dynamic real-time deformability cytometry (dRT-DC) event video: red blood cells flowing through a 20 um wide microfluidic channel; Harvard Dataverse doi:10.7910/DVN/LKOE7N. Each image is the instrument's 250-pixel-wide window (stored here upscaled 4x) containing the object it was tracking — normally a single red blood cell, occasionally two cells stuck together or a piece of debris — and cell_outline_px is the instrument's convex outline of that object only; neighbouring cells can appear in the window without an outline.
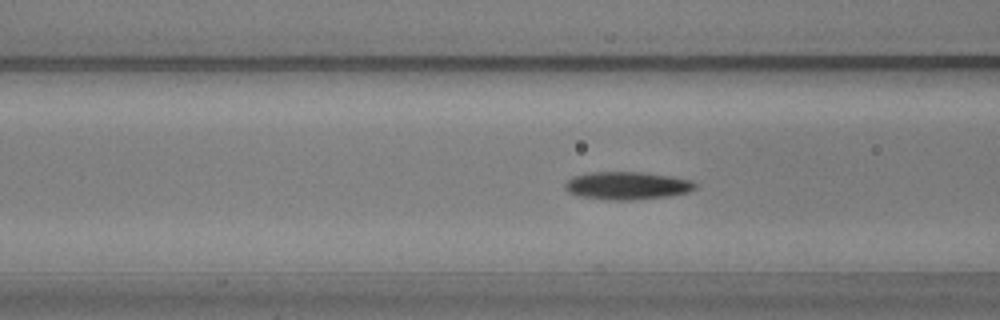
{"species": "common noctule bat (a hibernating species)", "species_latin": "Nyctalus noctula", "temperature_condition": "warm", "stored_images_in_passage": 55, "camera_frame_rate_fps": 3000, "um_per_image_px": 0.085, "animal": {"sex": "male", "body_mass_g": 20.5, "forearm_length_mm": 52.5}, "frame": {"image": 1, "passage_image": 20, "time_ms": 6.333, "image_size_px": [1000, 320], "cell_outline_px": [[696, 188], [688, 192], [668, 196], [632, 200], [608, 200], [580, 196], [568, 192], [564, 188], [564, 184], [572, 176], [588, 172], [640, 172], [672, 176], [692, 180], [696, 184]], "centroid_in_image_um": [53.29, 15.77], "position_along_channel_um": 113.3, "area_um2": 21.21}}
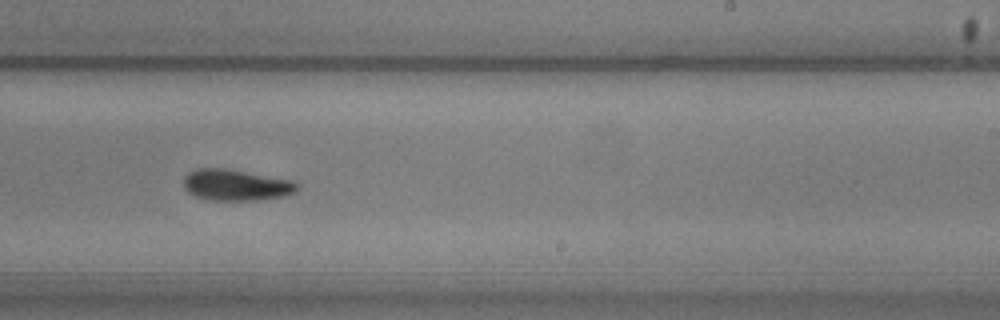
{"frame": {"image": 2, "passage_image": 33, "time_ms": 10.667, "image_size_px": [1000, 320], "cell_outline_px": [[300, 184], [296, 192], [284, 196], [256, 200], [212, 200], [196, 196], [188, 192], [184, 188], [184, 176], [188, 172], [196, 168], [224, 168], [292, 180]], "centroid_in_image_um": [20.06, 15.72], "position_along_channel_um": 268.9, "area_um2": 20.63}}
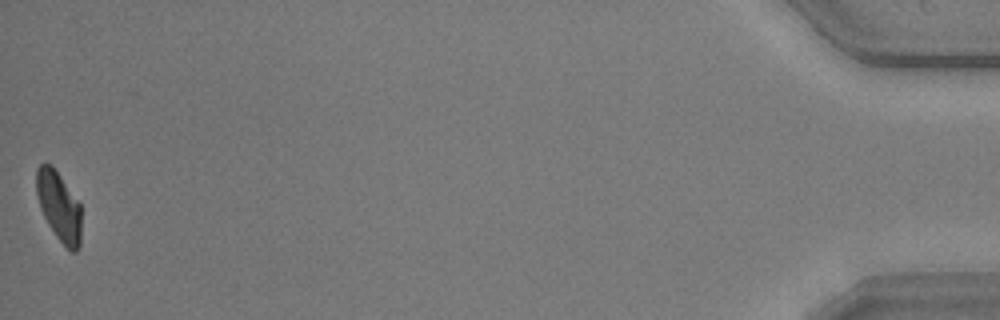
{"frame": {"image": 3, "passage_image": 55, "time_ms": 18.0, "image_size_px": [1000, 320], "cell_outline_px": [[80, 244], [76, 252], [72, 252], [56, 236], [48, 224], [40, 208], [36, 192], [36, 168], [40, 164], [52, 164], [80, 204]], "centroid_in_image_um": [4.99, 17.51], "position_along_channel_um": 430.2, "area_um2": 17.98}, "authors_computed_cell_mechanics": {"area_um2": 20.1144, "velocity_mm_per_s": 3.5897, "shape_relaxation_time_tau1_ms": 2.6374, "shape_relaxation_time_tau2_ms": 5.969, "deformation_change_tau1": 0.1347, "deformation_change_tau2": 0.0793}}